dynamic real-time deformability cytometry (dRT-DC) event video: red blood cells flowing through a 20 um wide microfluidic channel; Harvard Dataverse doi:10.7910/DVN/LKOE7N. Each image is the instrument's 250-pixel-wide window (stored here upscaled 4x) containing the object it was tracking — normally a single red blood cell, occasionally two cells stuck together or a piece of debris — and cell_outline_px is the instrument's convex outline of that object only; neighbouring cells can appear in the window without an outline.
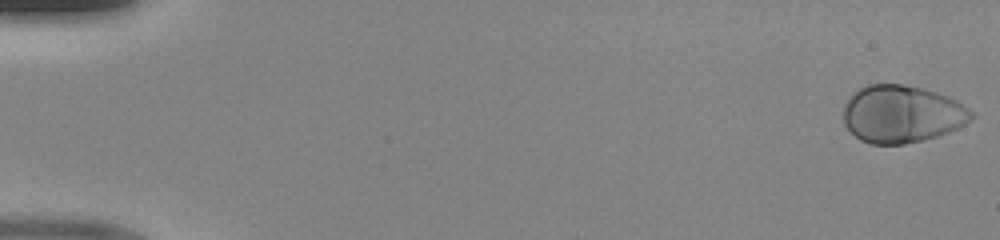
{"species": "human", "species_latin": "Homo sapiens", "temperature_condition": "room temperature", "stored_images_in_passage": 49, "camera_frame_rate_fps": 3000, "um_per_image_px": 0.085, "donor": {"sex": "male"}, "frame": {"image": 1, "passage_image": 1, "time_ms": 0.0, "image_size_px": [1000, 240], "cell_outline_px": [[976, 116], [972, 120], [948, 132], [924, 140], [904, 144], [872, 144], [860, 140], [844, 124], [844, 104], [852, 92], [868, 84], [904, 84], [936, 92], [948, 96], [956, 100], [968, 108]], "centroid_in_image_um": [76.65, 9.69], "position_along_channel_um": 8.3, "area_um2": 42.89}}
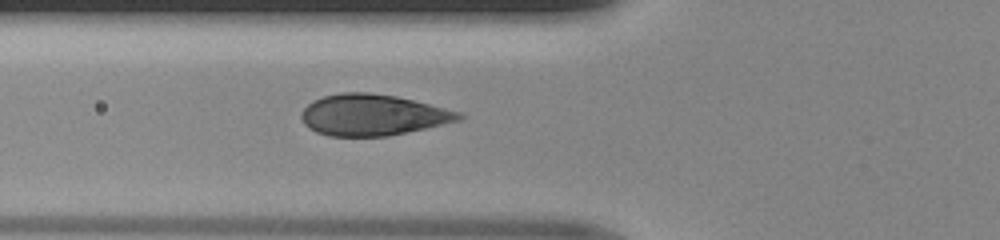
{"frame": {"image": 2, "passage_image": 19, "time_ms": 6.0, "image_size_px": [1000, 240], "cell_outline_px": [[464, 116], [460, 120], [388, 136], [328, 136], [316, 132], [308, 128], [304, 124], [300, 116], [300, 112], [312, 100], [324, 96], [340, 92], [368, 92], [396, 96], [460, 112]], "centroid_in_image_um": [31.61, 9.77], "position_along_channel_um": 94.2, "area_um2": 37.63}}
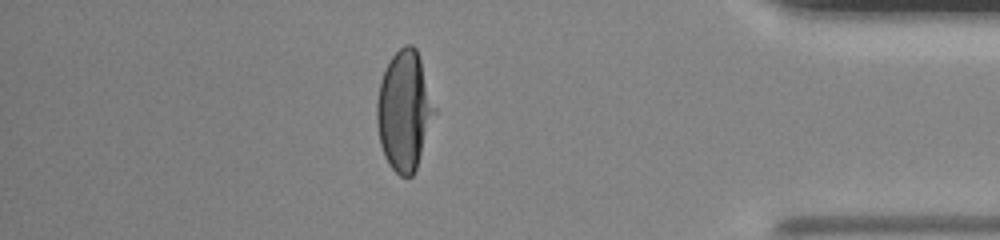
{"frame": {"image": 3, "passage_image": 43, "time_ms": 14.0, "image_size_px": [1000, 240], "cell_outline_px": [[436, 112], [416, 168], [412, 176], [400, 176], [388, 164], [384, 156], [380, 144], [376, 120], [376, 104], [380, 80], [392, 56], [404, 44], [412, 44], [416, 48], [436, 108]], "centroid_in_image_um": [34.35, 9.42], "position_along_channel_um": 400.8, "area_um2": 39.94}}